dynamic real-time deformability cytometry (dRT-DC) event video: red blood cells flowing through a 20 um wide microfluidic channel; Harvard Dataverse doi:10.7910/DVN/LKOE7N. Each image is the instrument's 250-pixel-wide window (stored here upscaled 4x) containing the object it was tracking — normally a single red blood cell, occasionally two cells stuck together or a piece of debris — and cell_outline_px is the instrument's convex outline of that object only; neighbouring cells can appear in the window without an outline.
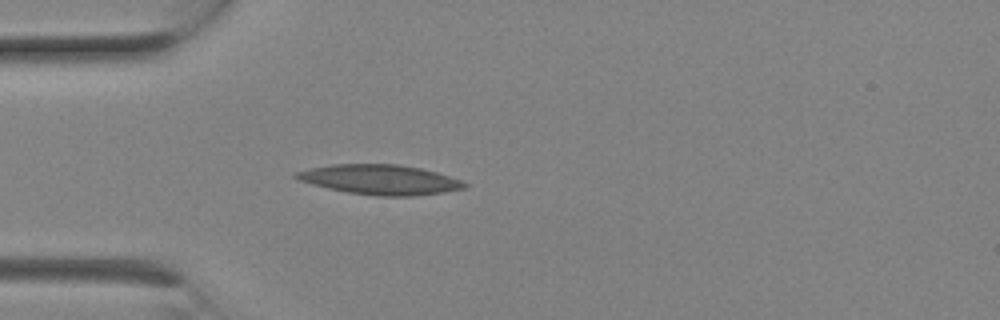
{"species": "Egyptian fruit bat (a non-hibernating species)", "species_latin": "Rousettus aegyptiacus", "temperature_condition": "room temperature", "stored_images_in_passage": 1, "camera_frame_rate_fps": 3000, "um_per_image_px": 0.085, "animal": {"sex": "female"}, "frame": {"image": 1, "passage_image": 1, "time_ms": 0.0, "image_size_px": [1000, 320], "cell_outline_px": [[468, 184], [464, 188], [440, 192], [412, 196], [376, 196], [348, 192], [328, 188], [312, 184], [300, 180], [292, 176], [296, 172], [312, 168], [332, 164], [396, 164], [420, 168], [436, 172], [460, 180]], "centroid_in_image_um": [32.28, 15.26], "position_along_channel_um": 52.7, "area_um2": 28.84}}